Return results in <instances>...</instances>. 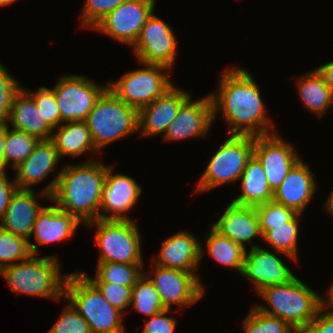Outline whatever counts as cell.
<instances>
[{
    "label": "cell",
    "mask_w": 333,
    "mask_h": 333,
    "mask_svg": "<svg viewBox=\"0 0 333 333\" xmlns=\"http://www.w3.org/2000/svg\"><path fill=\"white\" fill-rule=\"evenodd\" d=\"M312 71L299 79L297 88L305 108L321 117L333 106V90L316 69Z\"/></svg>",
    "instance_id": "obj_28"
},
{
    "label": "cell",
    "mask_w": 333,
    "mask_h": 333,
    "mask_svg": "<svg viewBox=\"0 0 333 333\" xmlns=\"http://www.w3.org/2000/svg\"><path fill=\"white\" fill-rule=\"evenodd\" d=\"M132 304L138 312L148 317L165 310L155 285L145 272L132 287L131 306Z\"/></svg>",
    "instance_id": "obj_34"
},
{
    "label": "cell",
    "mask_w": 333,
    "mask_h": 333,
    "mask_svg": "<svg viewBox=\"0 0 333 333\" xmlns=\"http://www.w3.org/2000/svg\"><path fill=\"white\" fill-rule=\"evenodd\" d=\"M54 130L51 140L60 158L67 155L78 157L85 152L94 155L98 153L85 121L66 122L65 125L61 124Z\"/></svg>",
    "instance_id": "obj_27"
},
{
    "label": "cell",
    "mask_w": 333,
    "mask_h": 333,
    "mask_svg": "<svg viewBox=\"0 0 333 333\" xmlns=\"http://www.w3.org/2000/svg\"><path fill=\"white\" fill-rule=\"evenodd\" d=\"M113 168L111 165L107 168L99 219L132 220L125 213L132 209L138 201L142 194V187L128 175L113 174ZM109 212L112 215H108Z\"/></svg>",
    "instance_id": "obj_16"
},
{
    "label": "cell",
    "mask_w": 333,
    "mask_h": 333,
    "mask_svg": "<svg viewBox=\"0 0 333 333\" xmlns=\"http://www.w3.org/2000/svg\"><path fill=\"white\" fill-rule=\"evenodd\" d=\"M85 123L99 152L107 144L138 132V111L108 88L97 100Z\"/></svg>",
    "instance_id": "obj_6"
},
{
    "label": "cell",
    "mask_w": 333,
    "mask_h": 333,
    "mask_svg": "<svg viewBox=\"0 0 333 333\" xmlns=\"http://www.w3.org/2000/svg\"><path fill=\"white\" fill-rule=\"evenodd\" d=\"M17 0H0V7L1 6H7V5H10L11 3H14L16 2Z\"/></svg>",
    "instance_id": "obj_49"
},
{
    "label": "cell",
    "mask_w": 333,
    "mask_h": 333,
    "mask_svg": "<svg viewBox=\"0 0 333 333\" xmlns=\"http://www.w3.org/2000/svg\"><path fill=\"white\" fill-rule=\"evenodd\" d=\"M128 0H86L81 15V27L93 29L106 15Z\"/></svg>",
    "instance_id": "obj_38"
},
{
    "label": "cell",
    "mask_w": 333,
    "mask_h": 333,
    "mask_svg": "<svg viewBox=\"0 0 333 333\" xmlns=\"http://www.w3.org/2000/svg\"><path fill=\"white\" fill-rule=\"evenodd\" d=\"M202 245L195 235L188 231H179L168 239L162 241V246L158 257L153 259V263L158 266L179 269L194 273L203 259Z\"/></svg>",
    "instance_id": "obj_19"
},
{
    "label": "cell",
    "mask_w": 333,
    "mask_h": 333,
    "mask_svg": "<svg viewBox=\"0 0 333 333\" xmlns=\"http://www.w3.org/2000/svg\"><path fill=\"white\" fill-rule=\"evenodd\" d=\"M152 266L153 276L149 273L147 276L155 285L165 309L172 308L173 304L189 307L203 297L205 290L198 275L156 264Z\"/></svg>",
    "instance_id": "obj_13"
},
{
    "label": "cell",
    "mask_w": 333,
    "mask_h": 333,
    "mask_svg": "<svg viewBox=\"0 0 333 333\" xmlns=\"http://www.w3.org/2000/svg\"><path fill=\"white\" fill-rule=\"evenodd\" d=\"M60 159L51 139L40 140L27 159L14 169L17 188L31 190L33 184L40 183L56 169Z\"/></svg>",
    "instance_id": "obj_22"
},
{
    "label": "cell",
    "mask_w": 333,
    "mask_h": 333,
    "mask_svg": "<svg viewBox=\"0 0 333 333\" xmlns=\"http://www.w3.org/2000/svg\"><path fill=\"white\" fill-rule=\"evenodd\" d=\"M35 193L32 189L15 191L0 222L3 230L30 240L33 224L44 207L37 202Z\"/></svg>",
    "instance_id": "obj_23"
},
{
    "label": "cell",
    "mask_w": 333,
    "mask_h": 333,
    "mask_svg": "<svg viewBox=\"0 0 333 333\" xmlns=\"http://www.w3.org/2000/svg\"><path fill=\"white\" fill-rule=\"evenodd\" d=\"M22 88L34 99L36 108L42 114L44 121L54 131L61 123V115L53 89L40 87L32 94L24 87Z\"/></svg>",
    "instance_id": "obj_37"
},
{
    "label": "cell",
    "mask_w": 333,
    "mask_h": 333,
    "mask_svg": "<svg viewBox=\"0 0 333 333\" xmlns=\"http://www.w3.org/2000/svg\"><path fill=\"white\" fill-rule=\"evenodd\" d=\"M102 161L67 165L40 194L81 223L99 219L103 187L109 166Z\"/></svg>",
    "instance_id": "obj_2"
},
{
    "label": "cell",
    "mask_w": 333,
    "mask_h": 333,
    "mask_svg": "<svg viewBox=\"0 0 333 333\" xmlns=\"http://www.w3.org/2000/svg\"><path fill=\"white\" fill-rule=\"evenodd\" d=\"M302 214L297 213L289 222L279 225L270 226V230L262 235V239L289 259L297 260L298 249V233H299V216Z\"/></svg>",
    "instance_id": "obj_31"
},
{
    "label": "cell",
    "mask_w": 333,
    "mask_h": 333,
    "mask_svg": "<svg viewBox=\"0 0 333 333\" xmlns=\"http://www.w3.org/2000/svg\"><path fill=\"white\" fill-rule=\"evenodd\" d=\"M7 124L40 140H49L54 133L36 108L34 99L23 88L14 97Z\"/></svg>",
    "instance_id": "obj_25"
},
{
    "label": "cell",
    "mask_w": 333,
    "mask_h": 333,
    "mask_svg": "<svg viewBox=\"0 0 333 333\" xmlns=\"http://www.w3.org/2000/svg\"><path fill=\"white\" fill-rule=\"evenodd\" d=\"M218 92L211 93L213 121L218 110L232 127L229 135L263 136L271 132L272 121L266 115L265 104L249 71L228 68L223 71Z\"/></svg>",
    "instance_id": "obj_1"
},
{
    "label": "cell",
    "mask_w": 333,
    "mask_h": 333,
    "mask_svg": "<svg viewBox=\"0 0 333 333\" xmlns=\"http://www.w3.org/2000/svg\"><path fill=\"white\" fill-rule=\"evenodd\" d=\"M324 207L326 208V211L333 216V191L331 192V195H329V198L326 200Z\"/></svg>",
    "instance_id": "obj_47"
},
{
    "label": "cell",
    "mask_w": 333,
    "mask_h": 333,
    "mask_svg": "<svg viewBox=\"0 0 333 333\" xmlns=\"http://www.w3.org/2000/svg\"><path fill=\"white\" fill-rule=\"evenodd\" d=\"M262 235L270 230V226H279L289 222L297 213L285 205L269 201L255 206Z\"/></svg>",
    "instance_id": "obj_36"
},
{
    "label": "cell",
    "mask_w": 333,
    "mask_h": 333,
    "mask_svg": "<svg viewBox=\"0 0 333 333\" xmlns=\"http://www.w3.org/2000/svg\"><path fill=\"white\" fill-rule=\"evenodd\" d=\"M253 282L256 293L264 288L290 283L295 276L281 258L260 245L245 254L241 274Z\"/></svg>",
    "instance_id": "obj_15"
},
{
    "label": "cell",
    "mask_w": 333,
    "mask_h": 333,
    "mask_svg": "<svg viewBox=\"0 0 333 333\" xmlns=\"http://www.w3.org/2000/svg\"><path fill=\"white\" fill-rule=\"evenodd\" d=\"M97 225L95 243L101 253L98 262L143 263L141 235L134 220L98 219L86 224Z\"/></svg>",
    "instance_id": "obj_8"
},
{
    "label": "cell",
    "mask_w": 333,
    "mask_h": 333,
    "mask_svg": "<svg viewBox=\"0 0 333 333\" xmlns=\"http://www.w3.org/2000/svg\"><path fill=\"white\" fill-rule=\"evenodd\" d=\"M141 64L144 68L127 72L120 80L108 83V88L119 99L137 111L152 103L174 85L168 74L163 72L170 68L159 64Z\"/></svg>",
    "instance_id": "obj_9"
},
{
    "label": "cell",
    "mask_w": 333,
    "mask_h": 333,
    "mask_svg": "<svg viewBox=\"0 0 333 333\" xmlns=\"http://www.w3.org/2000/svg\"><path fill=\"white\" fill-rule=\"evenodd\" d=\"M0 63V125L7 124L15 95L22 88Z\"/></svg>",
    "instance_id": "obj_39"
},
{
    "label": "cell",
    "mask_w": 333,
    "mask_h": 333,
    "mask_svg": "<svg viewBox=\"0 0 333 333\" xmlns=\"http://www.w3.org/2000/svg\"><path fill=\"white\" fill-rule=\"evenodd\" d=\"M293 146L277 133L254 137L253 154L261 162L270 189L274 192L300 159Z\"/></svg>",
    "instance_id": "obj_14"
},
{
    "label": "cell",
    "mask_w": 333,
    "mask_h": 333,
    "mask_svg": "<svg viewBox=\"0 0 333 333\" xmlns=\"http://www.w3.org/2000/svg\"><path fill=\"white\" fill-rule=\"evenodd\" d=\"M324 82L333 90V61L325 63L316 68Z\"/></svg>",
    "instance_id": "obj_45"
},
{
    "label": "cell",
    "mask_w": 333,
    "mask_h": 333,
    "mask_svg": "<svg viewBox=\"0 0 333 333\" xmlns=\"http://www.w3.org/2000/svg\"><path fill=\"white\" fill-rule=\"evenodd\" d=\"M40 139L21 130L10 129L7 124V133L4 143V157L7 166L15 169L33 152ZM9 165V162H11Z\"/></svg>",
    "instance_id": "obj_33"
},
{
    "label": "cell",
    "mask_w": 333,
    "mask_h": 333,
    "mask_svg": "<svg viewBox=\"0 0 333 333\" xmlns=\"http://www.w3.org/2000/svg\"><path fill=\"white\" fill-rule=\"evenodd\" d=\"M64 295L92 333H127L122 324L123 312L113 307L82 273H68Z\"/></svg>",
    "instance_id": "obj_5"
},
{
    "label": "cell",
    "mask_w": 333,
    "mask_h": 333,
    "mask_svg": "<svg viewBox=\"0 0 333 333\" xmlns=\"http://www.w3.org/2000/svg\"><path fill=\"white\" fill-rule=\"evenodd\" d=\"M61 122L85 121L100 96L108 89L83 75L61 76L52 88Z\"/></svg>",
    "instance_id": "obj_10"
},
{
    "label": "cell",
    "mask_w": 333,
    "mask_h": 333,
    "mask_svg": "<svg viewBox=\"0 0 333 333\" xmlns=\"http://www.w3.org/2000/svg\"><path fill=\"white\" fill-rule=\"evenodd\" d=\"M37 245L0 227V270L38 254ZM13 262V263H12Z\"/></svg>",
    "instance_id": "obj_32"
},
{
    "label": "cell",
    "mask_w": 333,
    "mask_h": 333,
    "mask_svg": "<svg viewBox=\"0 0 333 333\" xmlns=\"http://www.w3.org/2000/svg\"><path fill=\"white\" fill-rule=\"evenodd\" d=\"M143 263L98 262L95 277L80 271L90 282L113 283L133 287L142 276Z\"/></svg>",
    "instance_id": "obj_30"
},
{
    "label": "cell",
    "mask_w": 333,
    "mask_h": 333,
    "mask_svg": "<svg viewBox=\"0 0 333 333\" xmlns=\"http://www.w3.org/2000/svg\"><path fill=\"white\" fill-rule=\"evenodd\" d=\"M7 133V124L0 125V172H5L7 166L4 157V143Z\"/></svg>",
    "instance_id": "obj_46"
},
{
    "label": "cell",
    "mask_w": 333,
    "mask_h": 333,
    "mask_svg": "<svg viewBox=\"0 0 333 333\" xmlns=\"http://www.w3.org/2000/svg\"><path fill=\"white\" fill-rule=\"evenodd\" d=\"M191 95L173 85L163 95L138 111V131L142 136L164 134L181 105Z\"/></svg>",
    "instance_id": "obj_18"
},
{
    "label": "cell",
    "mask_w": 333,
    "mask_h": 333,
    "mask_svg": "<svg viewBox=\"0 0 333 333\" xmlns=\"http://www.w3.org/2000/svg\"><path fill=\"white\" fill-rule=\"evenodd\" d=\"M170 309H165L158 314L152 315L145 321L142 333H174L177 323L176 319L167 317Z\"/></svg>",
    "instance_id": "obj_42"
},
{
    "label": "cell",
    "mask_w": 333,
    "mask_h": 333,
    "mask_svg": "<svg viewBox=\"0 0 333 333\" xmlns=\"http://www.w3.org/2000/svg\"><path fill=\"white\" fill-rule=\"evenodd\" d=\"M173 31L165 21L152 13L131 46L139 63L159 64L171 69L178 47Z\"/></svg>",
    "instance_id": "obj_11"
},
{
    "label": "cell",
    "mask_w": 333,
    "mask_h": 333,
    "mask_svg": "<svg viewBox=\"0 0 333 333\" xmlns=\"http://www.w3.org/2000/svg\"><path fill=\"white\" fill-rule=\"evenodd\" d=\"M205 243L208 255L224 266L242 272L246 249L232 241L230 238L221 235L213 227L209 229Z\"/></svg>",
    "instance_id": "obj_29"
},
{
    "label": "cell",
    "mask_w": 333,
    "mask_h": 333,
    "mask_svg": "<svg viewBox=\"0 0 333 333\" xmlns=\"http://www.w3.org/2000/svg\"><path fill=\"white\" fill-rule=\"evenodd\" d=\"M258 294L270 307L255 304L259 311L287 322L298 333L307 328L326 304V297L311 290L298 277L287 284L264 288Z\"/></svg>",
    "instance_id": "obj_3"
},
{
    "label": "cell",
    "mask_w": 333,
    "mask_h": 333,
    "mask_svg": "<svg viewBox=\"0 0 333 333\" xmlns=\"http://www.w3.org/2000/svg\"><path fill=\"white\" fill-rule=\"evenodd\" d=\"M316 184L312 171L299 159L273 192V201L302 214L316 192Z\"/></svg>",
    "instance_id": "obj_20"
},
{
    "label": "cell",
    "mask_w": 333,
    "mask_h": 333,
    "mask_svg": "<svg viewBox=\"0 0 333 333\" xmlns=\"http://www.w3.org/2000/svg\"><path fill=\"white\" fill-rule=\"evenodd\" d=\"M156 0H128L106 15L94 28L126 45H133L154 12Z\"/></svg>",
    "instance_id": "obj_12"
},
{
    "label": "cell",
    "mask_w": 333,
    "mask_h": 333,
    "mask_svg": "<svg viewBox=\"0 0 333 333\" xmlns=\"http://www.w3.org/2000/svg\"><path fill=\"white\" fill-rule=\"evenodd\" d=\"M329 297L326 298V303L333 309V284L328 290Z\"/></svg>",
    "instance_id": "obj_48"
},
{
    "label": "cell",
    "mask_w": 333,
    "mask_h": 333,
    "mask_svg": "<svg viewBox=\"0 0 333 333\" xmlns=\"http://www.w3.org/2000/svg\"><path fill=\"white\" fill-rule=\"evenodd\" d=\"M190 96L180 107L176 117L165 131L164 140H185L204 137L213 122L210 94L195 101Z\"/></svg>",
    "instance_id": "obj_17"
},
{
    "label": "cell",
    "mask_w": 333,
    "mask_h": 333,
    "mask_svg": "<svg viewBox=\"0 0 333 333\" xmlns=\"http://www.w3.org/2000/svg\"><path fill=\"white\" fill-rule=\"evenodd\" d=\"M218 233L230 238L245 249L248 242L251 248L252 239L256 236L262 239L260 223L255 207L240 206L230 203L217 222L210 224Z\"/></svg>",
    "instance_id": "obj_21"
},
{
    "label": "cell",
    "mask_w": 333,
    "mask_h": 333,
    "mask_svg": "<svg viewBox=\"0 0 333 333\" xmlns=\"http://www.w3.org/2000/svg\"><path fill=\"white\" fill-rule=\"evenodd\" d=\"M242 193L231 202L240 206L255 207L273 200L263 166L253 154L239 178Z\"/></svg>",
    "instance_id": "obj_26"
},
{
    "label": "cell",
    "mask_w": 333,
    "mask_h": 333,
    "mask_svg": "<svg viewBox=\"0 0 333 333\" xmlns=\"http://www.w3.org/2000/svg\"><path fill=\"white\" fill-rule=\"evenodd\" d=\"M81 222L56 205L43 207L33 224L31 235L38 244L63 242L71 238Z\"/></svg>",
    "instance_id": "obj_24"
},
{
    "label": "cell",
    "mask_w": 333,
    "mask_h": 333,
    "mask_svg": "<svg viewBox=\"0 0 333 333\" xmlns=\"http://www.w3.org/2000/svg\"><path fill=\"white\" fill-rule=\"evenodd\" d=\"M9 179L6 172H0V219L4 217L11 196L18 189L14 179Z\"/></svg>",
    "instance_id": "obj_44"
},
{
    "label": "cell",
    "mask_w": 333,
    "mask_h": 333,
    "mask_svg": "<svg viewBox=\"0 0 333 333\" xmlns=\"http://www.w3.org/2000/svg\"><path fill=\"white\" fill-rule=\"evenodd\" d=\"M35 257L16 262L0 270L12 292L60 301L64 296V284L68 274L62 275L57 258Z\"/></svg>",
    "instance_id": "obj_4"
},
{
    "label": "cell",
    "mask_w": 333,
    "mask_h": 333,
    "mask_svg": "<svg viewBox=\"0 0 333 333\" xmlns=\"http://www.w3.org/2000/svg\"><path fill=\"white\" fill-rule=\"evenodd\" d=\"M46 333H92V331L85 319L69 303L57 322Z\"/></svg>",
    "instance_id": "obj_40"
},
{
    "label": "cell",
    "mask_w": 333,
    "mask_h": 333,
    "mask_svg": "<svg viewBox=\"0 0 333 333\" xmlns=\"http://www.w3.org/2000/svg\"><path fill=\"white\" fill-rule=\"evenodd\" d=\"M302 333H333V309L326 303Z\"/></svg>",
    "instance_id": "obj_43"
},
{
    "label": "cell",
    "mask_w": 333,
    "mask_h": 333,
    "mask_svg": "<svg viewBox=\"0 0 333 333\" xmlns=\"http://www.w3.org/2000/svg\"><path fill=\"white\" fill-rule=\"evenodd\" d=\"M253 148V136L230 135L210 158L196 191L203 193L239 180L247 161L253 155Z\"/></svg>",
    "instance_id": "obj_7"
},
{
    "label": "cell",
    "mask_w": 333,
    "mask_h": 333,
    "mask_svg": "<svg viewBox=\"0 0 333 333\" xmlns=\"http://www.w3.org/2000/svg\"><path fill=\"white\" fill-rule=\"evenodd\" d=\"M243 325L245 333H298L287 322L264 314L254 305Z\"/></svg>",
    "instance_id": "obj_35"
},
{
    "label": "cell",
    "mask_w": 333,
    "mask_h": 333,
    "mask_svg": "<svg viewBox=\"0 0 333 333\" xmlns=\"http://www.w3.org/2000/svg\"><path fill=\"white\" fill-rule=\"evenodd\" d=\"M102 296L116 309L124 311L131 305L132 287L113 283L91 282Z\"/></svg>",
    "instance_id": "obj_41"
}]
</instances>
